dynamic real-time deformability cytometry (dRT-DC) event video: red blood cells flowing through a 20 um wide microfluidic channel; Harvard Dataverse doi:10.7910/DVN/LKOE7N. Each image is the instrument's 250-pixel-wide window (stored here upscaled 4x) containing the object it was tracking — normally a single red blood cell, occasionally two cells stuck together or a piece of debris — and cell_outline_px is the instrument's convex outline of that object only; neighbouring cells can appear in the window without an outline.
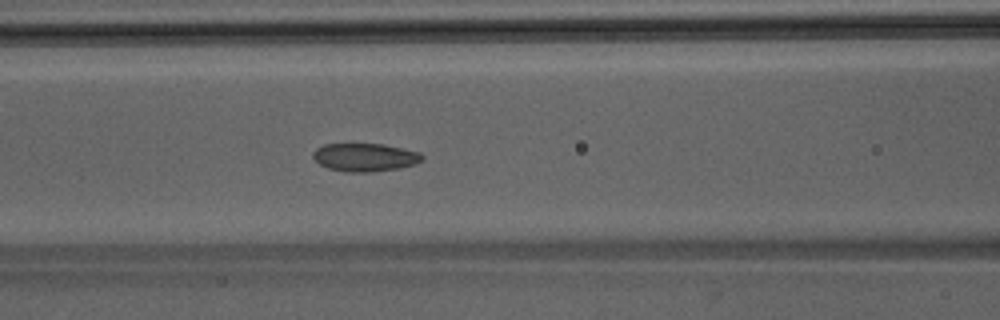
{"species": "Egyptian fruit bat (a non-hibernating species)", "species_latin": "Rousettus aegyptiacus", "temperature_condition": "room temperature", "stored_images_in_passage": 32, "camera_frame_rate_fps": 3000, "um_per_image_px": 0.085, "animal": {"sex": "male"}, "frame": {"image": 1, "passage_image": 5, "time_ms": 1.333, "image_size_px": [1000, 320], "cell_outline_px": [[424, 160], [416, 164], [400, 168], [372, 172], [348, 172], [328, 168], [320, 164], [312, 156], [312, 152], [316, 148], [324, 144], [384, 144], [420, 152], [424, 156]], "centroid_in_image_um": [31.05, 13.37], "position_along_channel_um": 135.5, "area_um2": 18.03}}
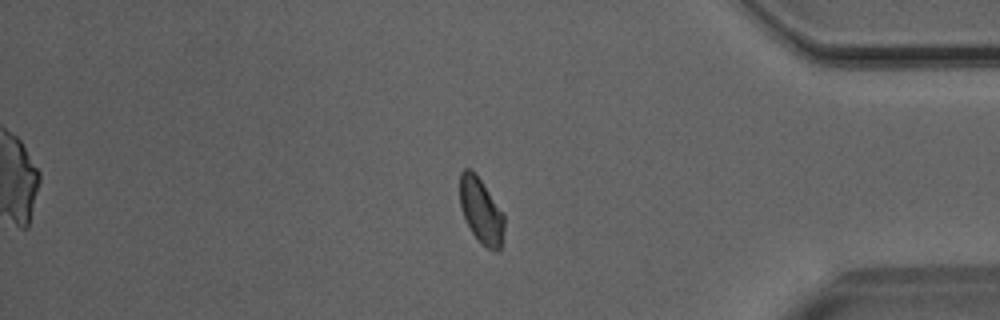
{"frame": {"image": 2, "passage_image": 25, "time_ms": 8.0, "image_size_px": [1000, 320], "cell_outline_px": [[504, 228], [500, 248], [492, 252], [480, 244], [472, 232], [464, 216], [460, 204], [460, 172], [464, 168], [472, 168], [504, 212]], "centroid_in_image_um": [40.9, 17.91], "position_along_channel_um": 394.3, "area_um2": 17.05}}
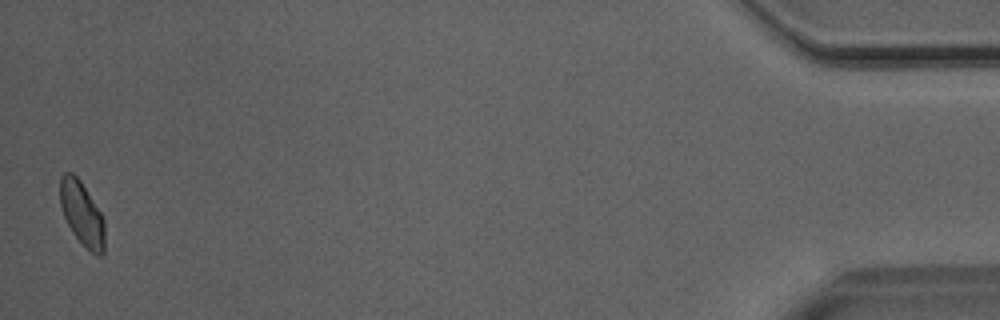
{"frame": {"image": 3, "passage_image": 32, "time_ms": 10.333, "image_size_px": [1000, 320], "cell_outline_px": [[104, 252], [100, 256], [96, 256], [72, 232], [64, 216], [60, 204], [60, 176], [64, 172], [72, 172], [80, 180], [100, 212], [104, 220]], "centroid_in_image_um": [6.96, 18.13], "position_along_channel_um": 428.2, "area_um2": 16.36}}